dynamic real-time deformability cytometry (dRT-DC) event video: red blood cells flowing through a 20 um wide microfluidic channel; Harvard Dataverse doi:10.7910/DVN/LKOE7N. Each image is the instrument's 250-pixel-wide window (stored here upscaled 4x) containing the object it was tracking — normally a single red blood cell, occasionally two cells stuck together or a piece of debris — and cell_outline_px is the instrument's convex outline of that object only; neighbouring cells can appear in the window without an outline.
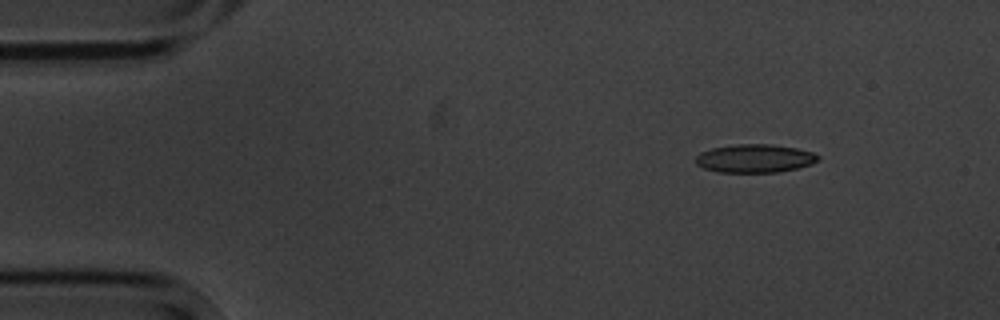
{"species": "common noctule bat (a hibernating species)", "species_latin": "Nyctalus noctula", "temperature_condition": "cold", "stored_images_in_passage": 3, "camera_frame_rate_fps": 3000, "um_per_image_px": 0.085, "animal": {"sex": "male", "body_mass_g": 20.1, "forearm_length_mm": 53.5}, "frame": {"image": 1, "passage_image": 1, "time_ms": 0.0, "image_size_px": [1000, 320], "cell_outline_px": [[820, 160], [812, 164], [780, 172], [716, 172], [704, 168], [696, 164], [696, 156], [700, 152], [712, 148], [736, 144], [772, 144], [796, 148], [812, 152], [820, 156]], "centroid_in_image_um": [64.16, 13.46], "position_along_channel_um": 20.8, "area_um2": 20.29}}